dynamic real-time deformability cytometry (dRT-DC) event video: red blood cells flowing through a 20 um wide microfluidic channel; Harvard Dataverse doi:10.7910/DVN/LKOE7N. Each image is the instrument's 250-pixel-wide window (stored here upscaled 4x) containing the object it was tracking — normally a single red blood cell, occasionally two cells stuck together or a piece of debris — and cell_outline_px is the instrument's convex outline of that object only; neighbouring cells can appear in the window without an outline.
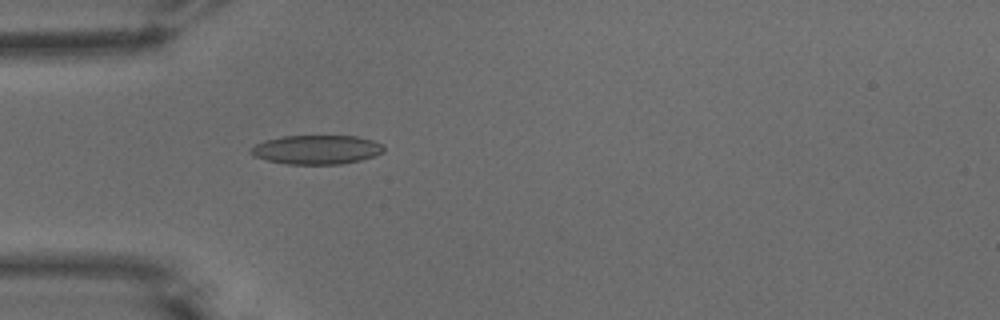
{"species": "common noctule bat (a hibernating species)", "species_latin": "Nyctalus noctula", "temperature_condition": "warm", "stored_images_in_passage": 23, "camera_frame_rate_fps": 3000, "um_per_image_px": 0.085, "animal": {"sex": "male", "body_mass_g": 15.6}, "frame": {"image": 1, "passage_image": 16, "time_ms": 5.0, "image_size_px": [1000, 320], "cell_outline_px": [[384, 152], [376, 156], [360, 160], [340, 164], [288, 164], [268, 160], [252, 156], [248, 152], [248, 148], [264, 140], [284, 136], [356, 136], [372, 140], [384, 144]], "centroid_in_image_um": [26.9, 12.72], "position_along_channel_um": 58.1, "area_um2": 22.72}}
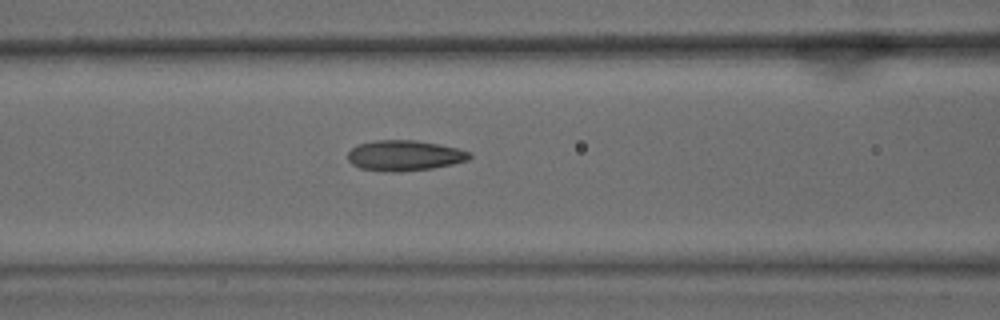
{"frame": {"image": 2, "passage_image": 22, "time_ms": 7.0, "image_size_px": [1000, 320], "cell_outline_px": [[472, 156], [468, 160], [452, 164], [432, 168], [400, 172], [392, 172], [360, 168], [352, 164], [348, 160], [348, 152], [356, 144], [376, 140], [416, 140], [440, 144], [472, 152]], "centroid_in_image_um": [34.38, 13.21], "position_along_channel_um": 132.2, "area_um2": 21.73}}